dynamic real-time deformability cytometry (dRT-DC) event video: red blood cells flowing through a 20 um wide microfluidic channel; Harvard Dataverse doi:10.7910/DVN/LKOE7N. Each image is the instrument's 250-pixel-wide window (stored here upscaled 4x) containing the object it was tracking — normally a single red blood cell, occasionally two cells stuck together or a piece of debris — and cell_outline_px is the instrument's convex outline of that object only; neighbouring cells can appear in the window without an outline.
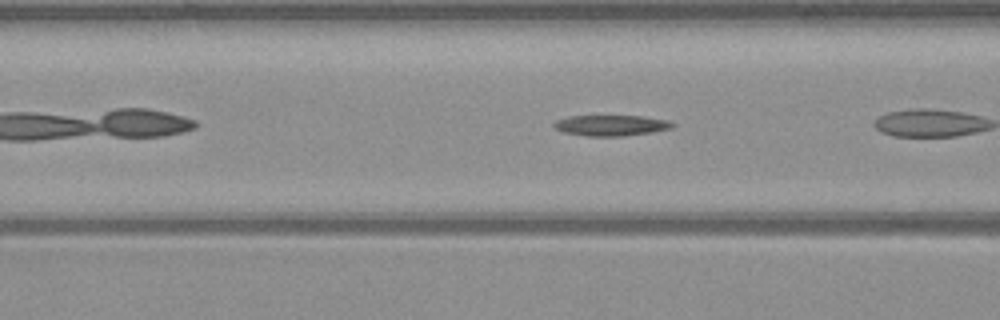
{"species": "common noctule bat (a hibernating species)", "species_latin": "Nyctalus noctula", "temperature_condition": "warm", "stored_images_in_passage": 29, "camera_frame_rate_fps": 3000, "um_per_image_px": 0.085, "animal": {"sex": "male", "body_mass_g": 23.1, "forearm_length_mm": 52.7}, "frame": {"image": 1, "passage_image": 9, "time_ms": 2.667, "image_size_px": [1000, 320], "cell_outline_px": [[676, 124], [672, 128], [652, 132], [624, 136], [588, 136], [564, 132], [556, 128], [552, 124], [556, 120], [568, 116], [644, 116], [668, 120]], "centroid_in_image_um": [51.97, 10.65], "position_along_channel_um": 114.6, "area_um2": 14.33}}